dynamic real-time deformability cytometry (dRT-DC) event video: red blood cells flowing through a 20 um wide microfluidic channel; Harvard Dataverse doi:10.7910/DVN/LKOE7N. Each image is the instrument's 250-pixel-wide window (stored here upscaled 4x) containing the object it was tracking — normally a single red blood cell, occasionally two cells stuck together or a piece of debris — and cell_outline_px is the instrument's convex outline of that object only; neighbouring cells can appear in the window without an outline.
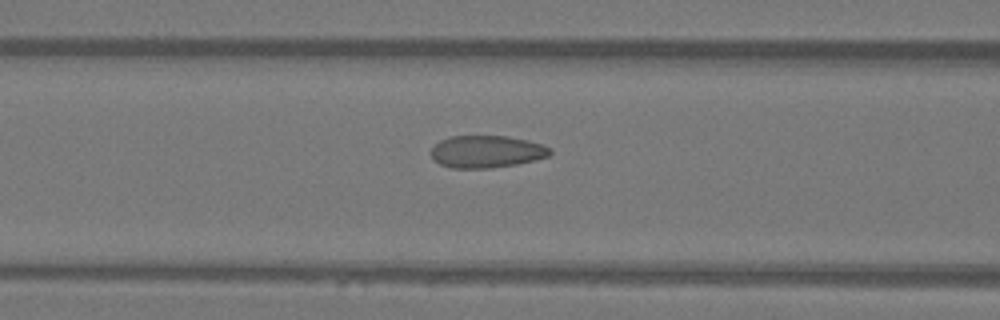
{"species": "Egyptian fruit bat (a non-hibernating species)", "species_latin": "Rousettus aegyptiacus", "temperature_condition": "warm", "stored_images_in_passage": 18, "camera_frame_rate_fps": 3000, "um_per_image_px": 0.085, "animal": {"sex": "female"}, "frame": {"image": 1, "passage_image": 16, "time_ms": 5.0, "image_size_px": [1000, 320], "cell_outline_px": [[552, 152], [548, 156], [516, 164], [488, 168], [452, 168], [440, 164], [432, 160], [432, 148], [440, 140], [448, 136], [508, 136], [528, 140], [552, 148]], "centroid_in_image_um": [41.34, 12.88], "position_along_channel_um": 125.3, "area_um2": 22.31}}